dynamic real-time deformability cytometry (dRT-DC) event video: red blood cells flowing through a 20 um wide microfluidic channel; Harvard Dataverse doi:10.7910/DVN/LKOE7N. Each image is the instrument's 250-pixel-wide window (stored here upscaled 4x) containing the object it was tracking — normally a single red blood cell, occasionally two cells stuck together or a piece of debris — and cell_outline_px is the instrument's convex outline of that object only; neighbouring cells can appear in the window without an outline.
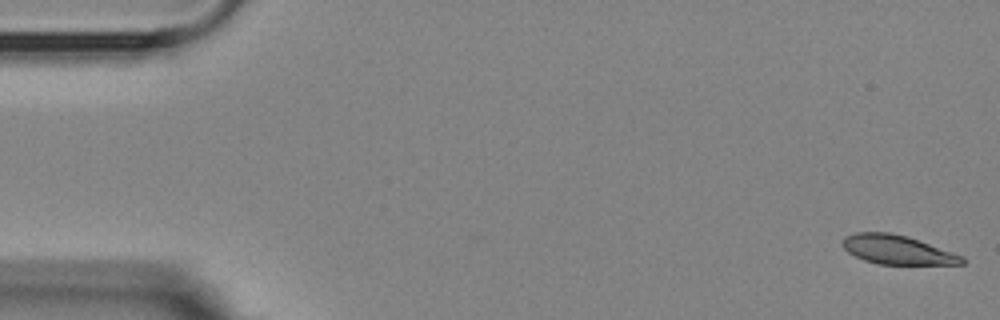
{"species": "Egyptian fruit bat (a non-hibernating species)", "species_latin": "Rousettus aegyptiacus", "temperature_condition": "room temperature", "stored_images_in_passage": 9, "camera_frame_rate_fps": 3000, "um_per_image_px": 0.085, "animal": {"sex": "female"}, "frame": {"image": 1, "passage_image": 1, "time_ms": 0.0, "image_size_px": [1000, 320], "cell_outline_px": [[964, 264], [876, 264], [864, 260], [848, 252], [844, 248], [844, 236], [856, 232], [888, 232], [908, 236], [964, 256]], "centroid_in_image_um": [76.28, 21.22], "position_along_channel_um": 8.7, "area_um2": 20.11}}
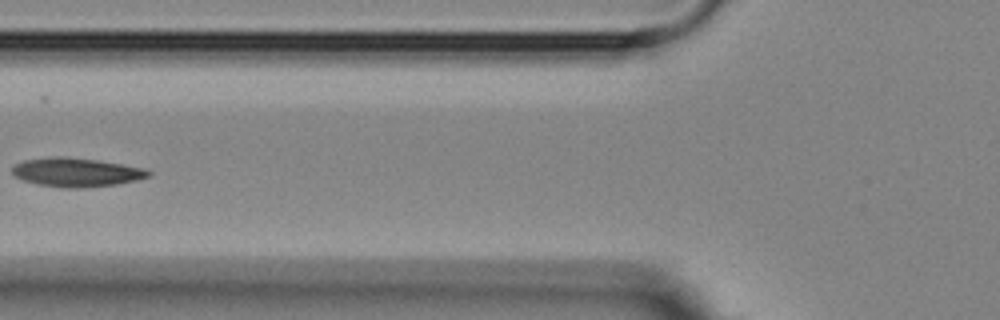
{"frame": {"image": 2, "passage_image": 6, "time_ms": 6.667, "image_size_px": [1000, 320], "cell_outline_px": [[152, 176], [136, 180], [116, 184], [80, 188], [60, 188], [40, 184], [24, 180], [12, 176], [12, 164], [24, 160], [48, 156], [64, 156], [96, 160], [120, 164], [140, 168], [152, 172]], "centroid_in_image_um": [6.42, 14.64], "position_along_channel_um": 119.4, "area_um2": 22.95}}
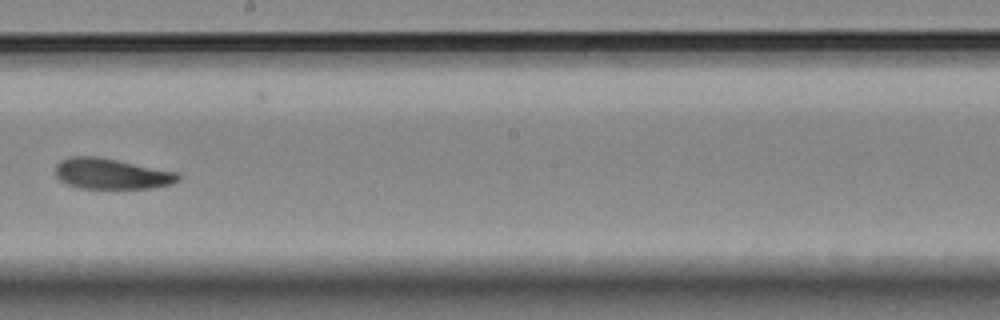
{"frame": {"image": 3, "passage_image": 9, "time_ms": 10.0, "image_size_px": [1000, 320], "cell_outline_px": [[180, 180], [172, 184], [152, 188], [80, 188], [68, 184], [60, 180], [56, 176], [56, 164], [60, 160], [68, 156], [96, 156], [176, 172], [180, 176]], "centroid_in_image_um": [9.45, 14.77], "position_along_channel_um": 238.8, "area_um2": 21.79}}